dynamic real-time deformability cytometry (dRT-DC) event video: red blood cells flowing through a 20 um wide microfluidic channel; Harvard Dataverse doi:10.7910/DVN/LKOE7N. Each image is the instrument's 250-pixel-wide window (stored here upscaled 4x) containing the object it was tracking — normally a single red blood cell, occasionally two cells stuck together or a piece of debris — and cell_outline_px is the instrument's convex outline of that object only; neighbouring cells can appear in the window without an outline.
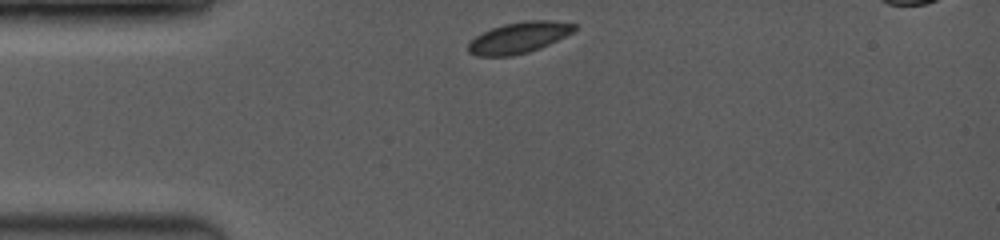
{"species": "common noctule bat (a hibernating species)", "species_latin": "Nyctalus noctula", "temperature_condition": "room temperature", "stored_images_in_passage": 11, "camera_frame_rate_fps": 3500, "um_per_image_px": 0.085, "animal": {"sex": "female", "body_mass_g": 19.0, "forearm_length_mm": 53.3}, "frame": {"image": 1, "passage_image": 1, "time_ms": 0.0, "image_size_px": [1000, 240], "cell_outline_px": [[576, 28], [572, 32], [548, 44], [528, 52], [512, 56], [476, 56], [468, 52], [468, 44], [476, 36], [492, 28], [504, 24], [528, 20], [552, 20], [576, 24]], "centroid_in_image_um": [44.08, 3.2], "position_along_channel_um": 40.9, "area_um2": 18.96}}
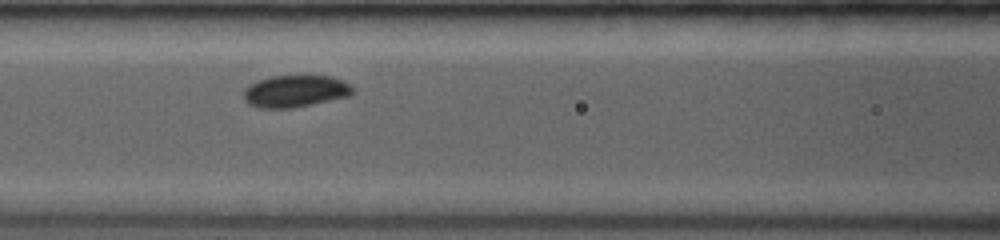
{"frame": {"image": 2, "passage_image": 7, "time_ms": 3.143, "image_size_px": [1000, 240], "cell_outline_px": [[352, 96], [292, 108], [260, 108], [248, 104], [244, 100], [244, 92], [256, 80], [272, 76], [300, 72], [304, 72], [332, 76], [348, 84], [352, 88]], "centroid_in_image_um": [25.12, 7.7], "position_along_channel_um": 141.5, "area_um2": 21.1}}
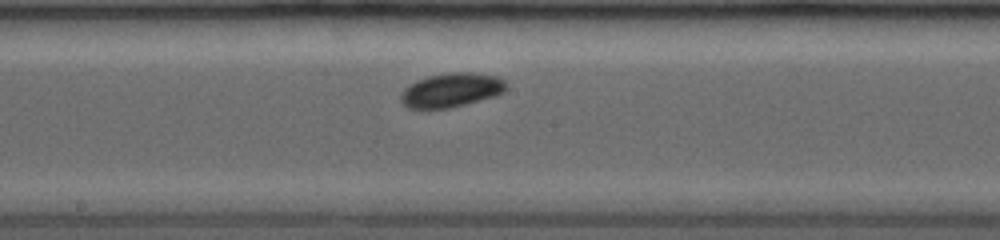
{"frame": {"image": 3, "passage_image": 10, "time_ms": 4.857, "image_size_px": [1000, 240], "cell_outline_px": [[508, 88], [504, 92], [496, 96], [448, 108], [408, 108], [400, 100], [400, 92], [408, 84], [416, 80], [428, 76], [448, 72], [472, 72], [496, 76], [504, 80], [508, 84]], "centroid_in_image_um": [38.36, 7.64], "position_along_channel_um": 209.8, "area_um2": 21.15}}